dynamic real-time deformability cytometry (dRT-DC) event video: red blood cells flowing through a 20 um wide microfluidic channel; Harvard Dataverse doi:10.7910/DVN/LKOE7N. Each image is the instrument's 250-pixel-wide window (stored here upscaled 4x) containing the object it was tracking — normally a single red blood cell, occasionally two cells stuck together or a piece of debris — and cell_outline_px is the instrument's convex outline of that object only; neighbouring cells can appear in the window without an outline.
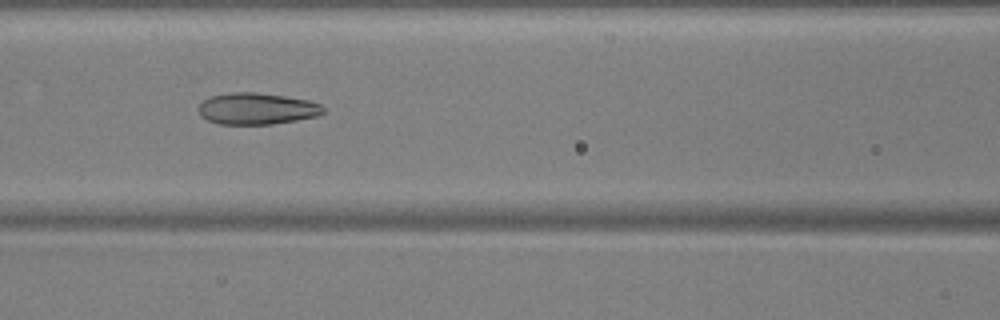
{"species": "common noctule bat (a hibernating species)", "species_latin": "Nyctalus noctula", "temperature_condition": "warm", "stored_images_in_passage": 52, "camera_frame_rate_fps": 3000, "um_per_image_px": 0.085, "animal": {"sex": "male", "body_mass_g": 17.9, "forearm_length_mm": 54.2}, "frame": {"image": 1, "passage_image": 23, "time_ms": 7.333, "image_size_px": [1000, 320], "cell_outline_px": [[324, 112], [316, 116], [296, 120], [272, 124], [220, 124], [208, 120], [200, 116], [196, 108], [204, 100], [212, 96], [228, 92], [256, 92], [284, 96], [308, 100], [320, 104], [324, 108]], "centroid_in_image_um": [21.79, 9.23], "position_along_channel_um": 144.8, "area_um2": 22.95}}
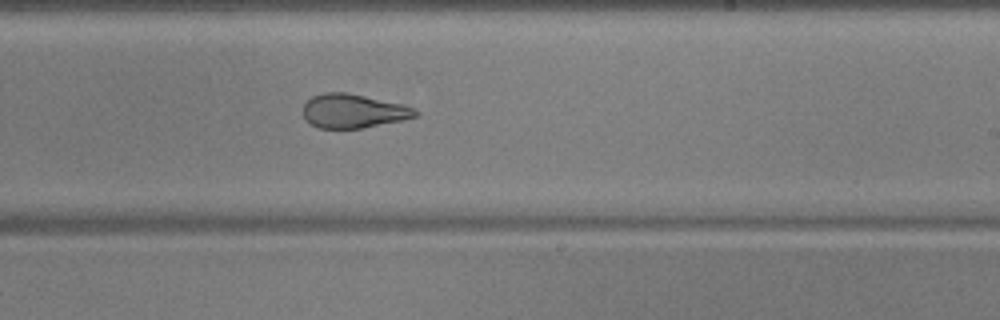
{"frame": {"image": 2, "passage_image": 32, "time_ms": 10.333, "image_size_px": [1000, 320], "cell_outline_px": [[420, 112], [416, 116], [404, 120], [360, 128], [316, 128], [304, 120], [304, 104], [312, 96], [324, 92], [344, 92], [404, 104]], "centroid_in_image_um": [30.01, 9.44], "position_along_channel_um": 259.0, "area_um2": 22.2}}
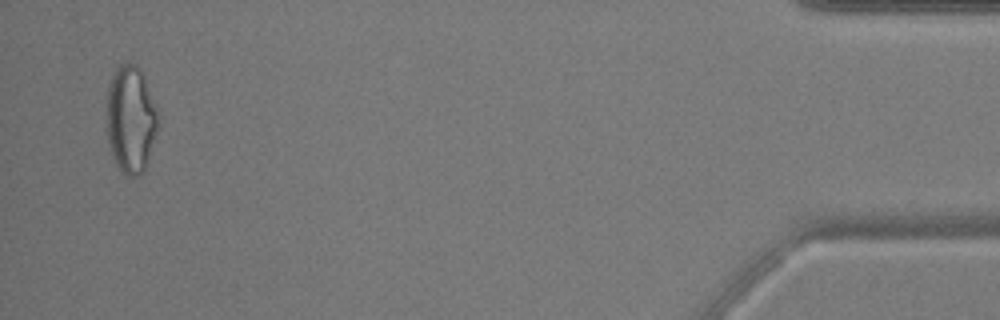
{"frame": {"image": 3, "passage_image": 51, "time_ms": 16.667, "image_size_px": [1000, 320], "cell_outline_px": [[156, 132], [144, 172], [132, 176], [128, 176], [116, 164], [112, 156], [108, 140], [104, 104], [112, 72], [120, 64], [132, 64], [140, 68], [156, 108]], "centroid_in_image_um": [11.05, 10.12], "position_along_channel_um": 424.2, "area_um2": 31.96}, "authors_computed_cell_mechanics": {"area_um2": 25.6632, "velocity_mm_per_s": 3.8221, "shape_relaxation_time_tau1_ms": null, "shape_relaxation_time_tau2_ms": 1.5928, "deformation_change_tau1": null, "deformation_change_tau2": 0.0922}}